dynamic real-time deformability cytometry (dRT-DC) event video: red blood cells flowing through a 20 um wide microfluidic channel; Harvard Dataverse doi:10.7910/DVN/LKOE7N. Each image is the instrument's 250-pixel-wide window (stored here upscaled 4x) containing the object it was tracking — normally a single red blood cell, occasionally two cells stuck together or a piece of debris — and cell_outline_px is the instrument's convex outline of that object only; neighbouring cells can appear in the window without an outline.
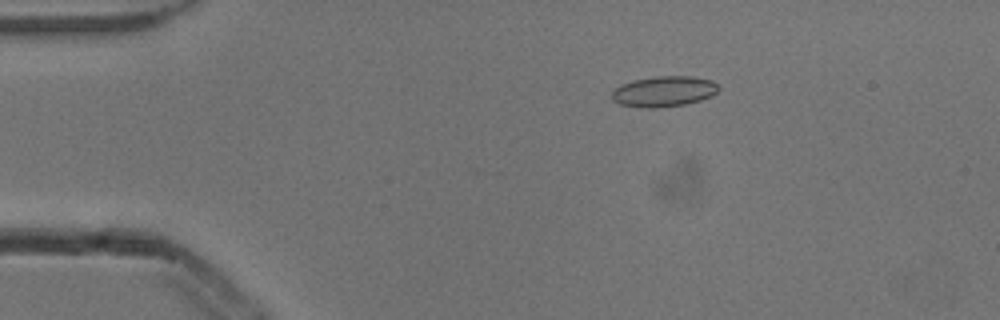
{"species": "common noctule bat (a hibernating species)", "species_latin": "Nyctalus noctula", "temperature_condition": "cold", "stored_images_in_passage": 5, "camera_frame_rate_fps": 3000, "um_per_image_px": 0.085, "animal": {"sex": "male", "body_mass_g": 13.3}, "frame": {"image": 1, "passage_image": 3, "time_ms": 0.667, "image_size_px": [1000, 320], "cell_outline_px": [[720, 88], [712, 96], [700, 100], [684, 104], [656, 108], [644, 108], [620, 104], [612, 100], [612, 92], [620, 84], [636, 80], [656, 76], [692, 76], [712, 80]], "centroid_in_image_um": [56.43, 7.77], "position_along_channel_um": 28.6, "area_um2": 18.96}}
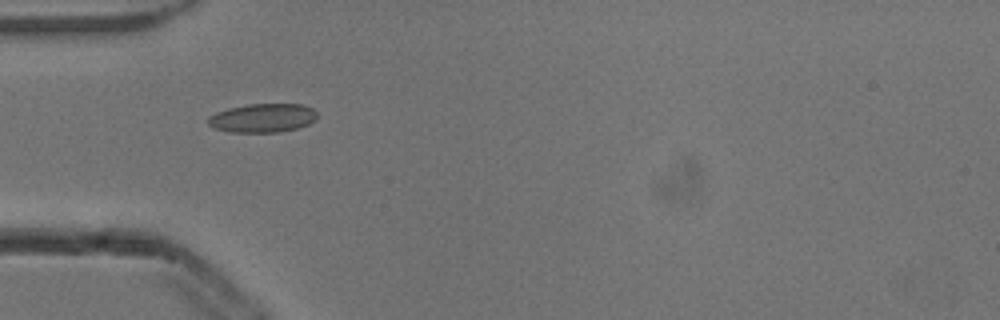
{"frame": {"image": 2, "passage_image": 5, "time_ms": 1.333, "image_size_px": [1000, 320], "cell_outline_px": [[316, 120], [308, 124], [296, 128], [280, 132], [232, 132], [212, 128], [208, 124], [208, 116], [216, 112], [228, 108], [248, 104], [304, 104], [312, 108], [316, 112]], "centroid_in_image_um": [22.31, 10.02], "position_along_channel_um": 62.7, "area_um2": 18.38}}